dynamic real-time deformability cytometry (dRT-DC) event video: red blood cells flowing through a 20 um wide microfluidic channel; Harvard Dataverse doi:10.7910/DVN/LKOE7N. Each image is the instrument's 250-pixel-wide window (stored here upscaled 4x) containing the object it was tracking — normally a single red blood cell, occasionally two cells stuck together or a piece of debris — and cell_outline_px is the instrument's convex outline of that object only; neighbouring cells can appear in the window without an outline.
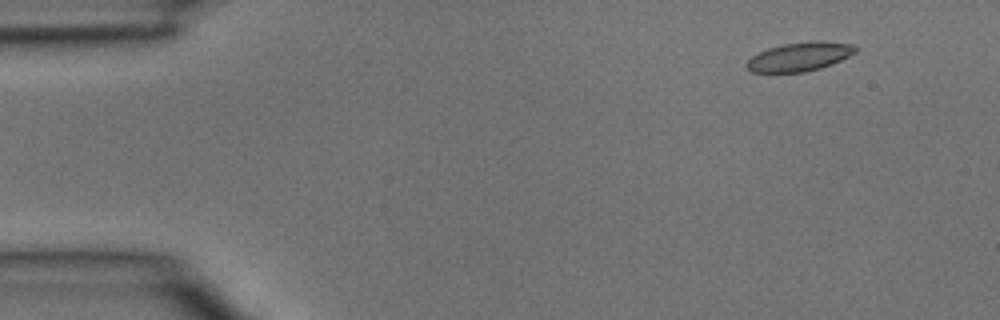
{"species": "common noctule bat (a hibernating species)", "species_latin": "Nyctalus noctula", "temperature_condition": "room temperature", "stored_images_in_passage": 3, "camera_frame_rate_fps": 3000, "um_per_image_px": 0.085, "animal": {"sex": "male", "body_mass_g": 15.6}, "frame": {"image": 1, "passage_image": 1, "time_ms": 0.0, "image_size_px": [1000, 320], "cell_outline_px": [[856, 52], [832, 64], [820, 68], [804, 72], [752, 72], [744, 64], [752, 56], [768, 48], [784, 44], [812, 40], [816, 40], [856, 44]], "centroid_in_image_um": [67.98, 4.81], "position_along_channel_um": 17.0, "area_um2": 18.26}}